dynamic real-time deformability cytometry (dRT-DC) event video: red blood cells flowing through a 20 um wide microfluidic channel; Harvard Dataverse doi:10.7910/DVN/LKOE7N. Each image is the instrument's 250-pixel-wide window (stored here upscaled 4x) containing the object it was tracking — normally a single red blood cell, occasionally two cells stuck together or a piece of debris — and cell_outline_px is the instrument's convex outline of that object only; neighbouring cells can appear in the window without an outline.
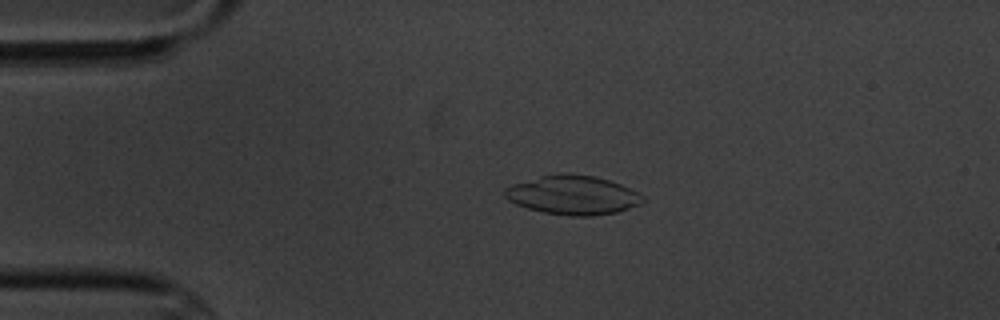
{"species": "common noctule bat (a hibernating species)", "species_latin": "Nyctalus noctula", "temperature_condition": "cold", "stored_images_in_passage": 3, "camera_frame_rate_fps": 3000, "um_per_image_px": 0.085, "animal": {"sex": "male", "body_mass_g": 20.1, "forearm_length_mm": 53.5}, "frame": {"image": 1, "passage_image": 1, "time_ms": 0.0, "image_size_px": [1000, 320], "cell_outline_px": [[644, 200], [640, 204], [616, 212], [592, 216], [568, 216], [544, 212], [528, 208], [516, 204], [508, 200], [504, 196], [504, 188], [512, 184], [540, 176], [556, 172], [568, 172], [596, 176], [620, 184], [644, 196]], "centroid_in_image_um": [48.66, 16.56], "position_along_channel_um": 36.3, "area_um2": 31.56}}